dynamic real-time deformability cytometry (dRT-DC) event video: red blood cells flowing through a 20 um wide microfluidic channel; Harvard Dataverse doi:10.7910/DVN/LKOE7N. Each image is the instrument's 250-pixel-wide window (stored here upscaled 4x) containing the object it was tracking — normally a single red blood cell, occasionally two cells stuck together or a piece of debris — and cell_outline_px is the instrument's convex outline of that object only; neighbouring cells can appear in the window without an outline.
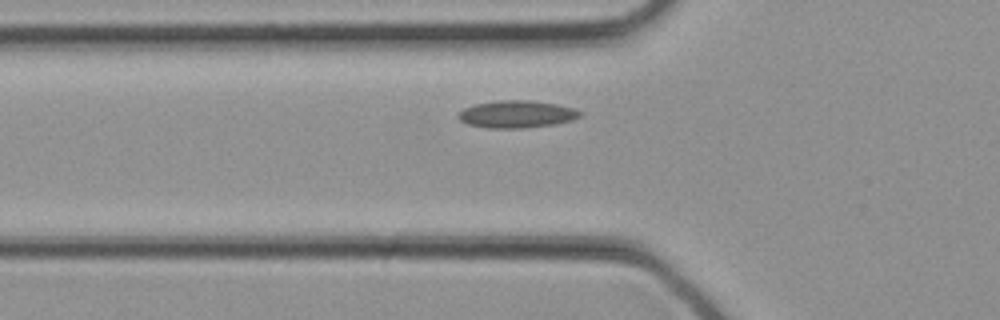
{"species": "common noctule bat (a hibernating species)", "species_latin": "Nyctalus noctula", "temperature_condition": "cold", "stored_images_in_passage": 20, "camera_frame_rate_fps": 3000, "um_per_image_px": 0.085, "animal": {"sex": "female", "body_mass_g": 21.9}, "frame": {"image": 1, "passage_image": 2, "time_ms": 0.333, "image_size_px": [1000, 320], "cell_outline_px": [[580, 116], [572, 120], [556, 124], [524, 128], [488, 128], [468, 124], [460, 120], [456, 116], [464, 108], [476, 104], [500, 100], [528, 100], [556, 104], [572, 108], [580, 112]], "centroid_in_image_um": [43.9, 9.71], "position_along_channel_um": 81.9, "area_um2": 19.19}}
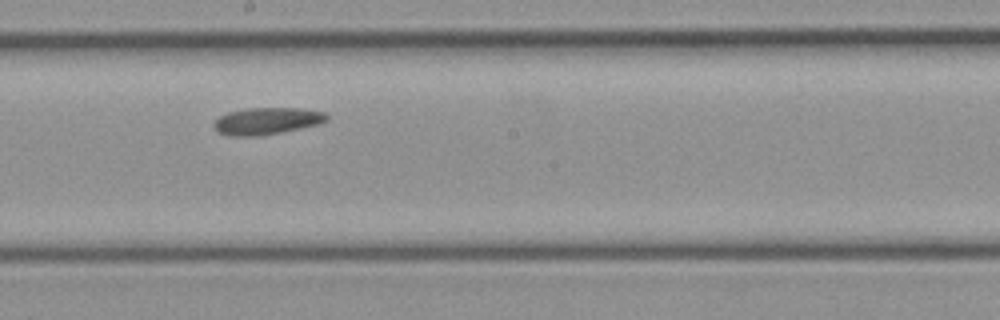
{"frame": {"image": 2, "passage_image": 9, "time_ms": 2.667, "image_size_px": [1000, 320], "cell_outline_px": [[328, 120], [320, 124], [260, 136], [228, 136], [216, 132], [212, 128], [212, 124], [220, 116], [228, 112], [248, 108], [300, 108], [324, 112], [328, 116]], "centroid_in_image_um": [22.64, 10.29], "position_along_channel_um": 225.6, "area_um2": 17.86}}
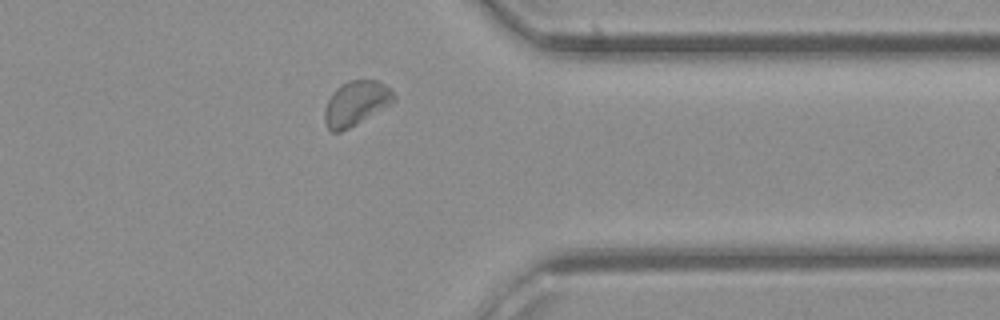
{"frame": {"image": 3, "passage_image": 17, "time_ms": 5.333, "image_size_px": [1000, 320], "cell_outline_px": [[396, 100], [392, 104], [356, 124], [340, 132], [332, 132], [324, 124], [324, 108], [328, 100], [336, 88], [340, 84], [348, 80], [376, 80], [384, 84], [396, 96]], "centroid_in_image_um": [30.24, 8.78], "position_along_channel_um": 381.2, "area_um2": 18.03}}